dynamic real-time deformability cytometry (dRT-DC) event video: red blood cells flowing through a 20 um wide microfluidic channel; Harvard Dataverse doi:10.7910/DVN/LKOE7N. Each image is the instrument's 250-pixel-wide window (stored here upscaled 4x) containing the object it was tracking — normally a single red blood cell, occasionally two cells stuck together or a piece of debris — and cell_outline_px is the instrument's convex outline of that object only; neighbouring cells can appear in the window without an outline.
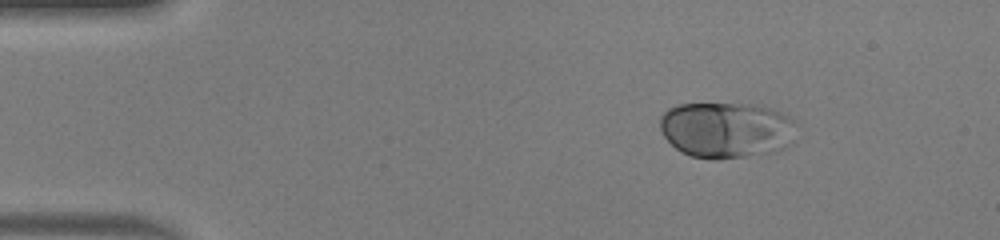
{"species": "human", "species_latin": "Homo sapiens", "temperature_condition": "warm", "stored_images_in_passage": 43, "camera_frame_rate_fps": 3000, "um_per_image_px": 0.085, "donor": {"sex": "male"}, "frame": {"image": 1, "passage_image": 1, "time_ms": 0.0, "image_size_px": [1000, 240], "cell_outline_px": [[796, 124], [792, 144], [784, 148], [772, 152], [720, 160], [716, 160], [692, 156], [680, 152], [660, 132], [660, 116], [668, 108], [680, 104], [760, 104], [772, 108], [796, 120]], "centroid_in_image_um": [61.76, 11.04], "position_along_channel_um": 23.2, "area_um2": 45.08}}
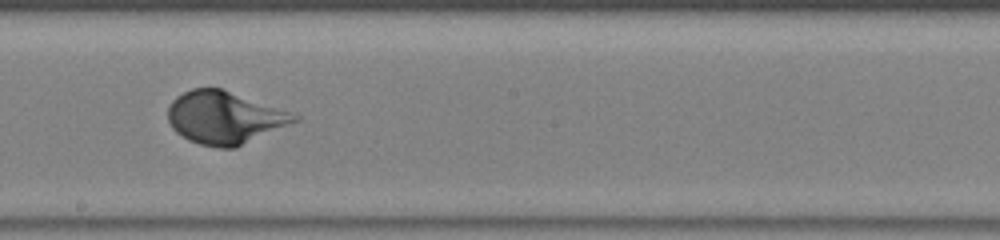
{"frame": {"image": 2, "passage_image": 22, "time_ms": 7.0, "image_size_px": [1000, 240], "cell_outline_px": [[300, 120], [236, 148], [216, 148], [200, 144], [188, 140], [176, 132], [172, 128], [168, 120], [168, 108], [172, 100], [176, 96], [192, 88], [220, 88], [292, 112], [300, 116]], "centroid_in_image_um": [19.09, 10.01], "position_along_channel_um": 229.1, "area_um2": 38.78}}
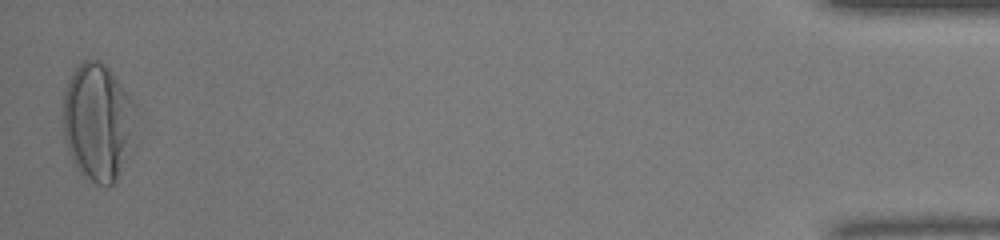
{"frame": {"image": 3, "passage_image": 43, "time_ms": 14.0, "image_size_px": [1000, 240], "cell_outline_px": [[132, 108], [128, 140], [116, 180], [108, 188], [96, 184], [84, 176], [76, 168], [68, 152], [64, 140], [64, 92], [68, 80], [72, 72], [84, 60], [96, 60], [104, 64], [112, 72], [132, 100]], "centroid_in_image_um": [8.2, 10.35], "position_along_channel_um": 427.0, "area_um2": 47.69}, "authors_computed_cell_mechanics": {"area_um2": 39.015, "velocity_mm_per_s": 4.1081, "shape_relaxation_time_tau1_ms": 2.5571, "shape_relaxation_time_tau2_ms": null, "deformation_change_tau1": 0.1939, "deformation_change_tau2": null}}